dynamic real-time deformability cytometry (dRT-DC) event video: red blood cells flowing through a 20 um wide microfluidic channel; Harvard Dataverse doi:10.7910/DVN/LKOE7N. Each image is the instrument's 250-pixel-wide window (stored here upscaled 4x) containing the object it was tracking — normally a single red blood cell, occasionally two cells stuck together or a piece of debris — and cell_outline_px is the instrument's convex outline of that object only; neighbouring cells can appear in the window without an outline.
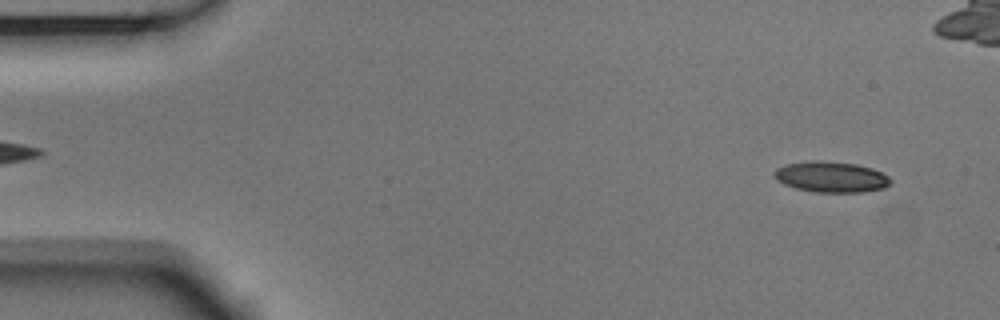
{"species": "Egyptian fruit bat (a non-hibernating species)", "species_latin": "Rousettus aegyptiacus", "temperature_condition": "room temperature", "stored_images_in_passage": 53, "camera_frame_rate_fps": 3000, "um_per_image_px": 0.085, "animal": {"sex": "male"}, "frame": {"image": 1, "passage_image": 3, "time_ms": 0.667, "image_size_px": [1000, 320], "cell_outline_px": [[892, 184], [884, 188], [860, 192], [816, 192], [796, 188], [784, 184], [776, 180], [772, 176], [772, 172], [776, 168], [788, 164], [808, 160], [824, 160], [856, 164], [872, 168], [888, 176], [892, 180]], "centroid_in_image_um": [70.63, 15.03], "position_along_channel_um": 14.4, "area_um2": 21.1}}
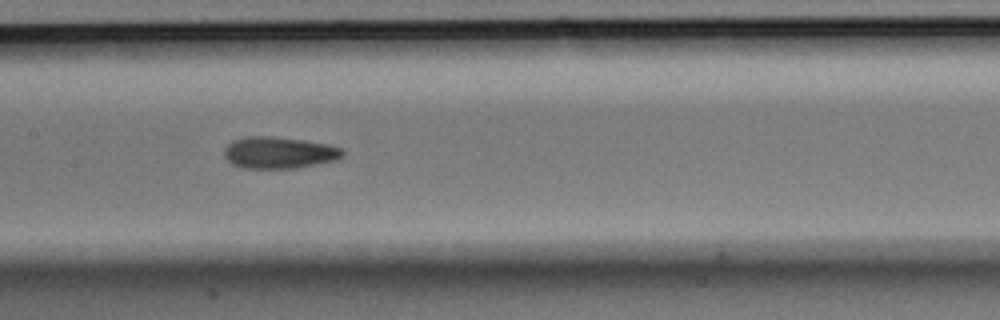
{"frame": {"image": 2, "passage_image": 25, "time_ms": 8.0, "image_size_px": [1000, 320], "cell_outline_px": [[344, 156], [336, 160], [296, 168], [240, 168], [232, 164], [224, 156], [224, 148], [232, 140], [248, 136], [272, 136], [304, 140], [328, 144], [340, 148], [344, 152]], "centroid_in_image_um": [23.7, 12.97], "position_along_channel_um": 183.7, "area_um2": 21.96}}
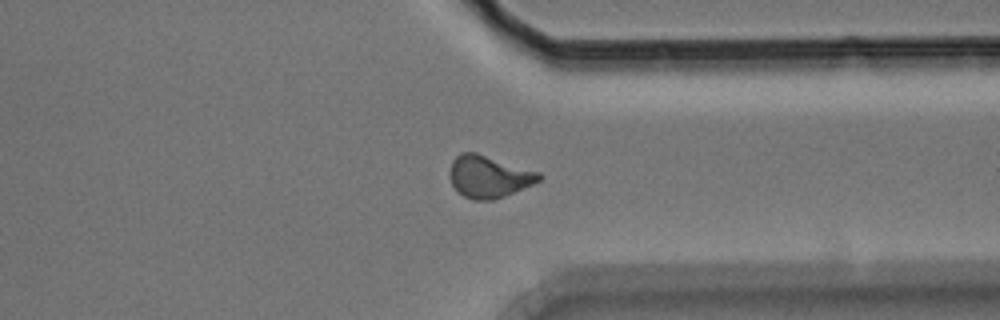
{"frame": {"image": 3, "passage_image": 40, "time_ms": 13.0, "image_size_px": [1000, 320], "cell_outline_px": [[544, 176], [540, 180], [532, 184], [504, 196], [492, 200], [472, 200], [464, 196], [452, 184], [452, 160], [460, 152], [476, 152], [540, 172]], "centroid_in_image_um": [41.59, 15.0], "position_along_channel_um": 369.8, "area_um2": 21.56}, "authors_computed_cell_mechanics": {"area_um2": 21.097, "velocity_mm_per_s": 3.7546, "shape_relaxation_time_tau1_ms": 8.9618, "shape_relaxation_time_tau2_ms": 3.3279, "deformation_change_tau1": 0.1696, "deformation_change_tau2": 0.0911}}